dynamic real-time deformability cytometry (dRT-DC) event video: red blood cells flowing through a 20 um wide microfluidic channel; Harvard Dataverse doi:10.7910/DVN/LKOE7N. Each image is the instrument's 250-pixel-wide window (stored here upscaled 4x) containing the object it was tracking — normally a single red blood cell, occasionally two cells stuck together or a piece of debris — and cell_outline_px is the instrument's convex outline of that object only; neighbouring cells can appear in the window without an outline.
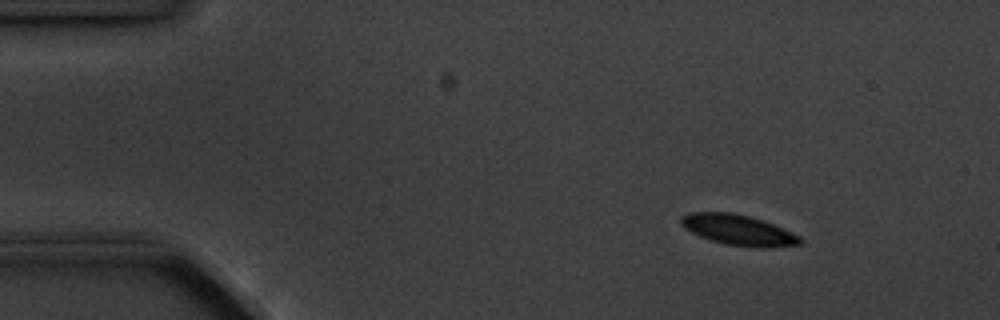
{"species": "common noctule bat (a hibernating species)", "species_latin": "Nyctalus noctula", "temperature_condition": "cold", "stored_images_in_passage": 8, "camera_frame_rate_fps": 3000, "um_per_image_px": 0.085, "animal": {"sex": "male", "body_mass_g": 20.1, "forearm_length_mm": 53.5}, "frame": {"image": 1, "passage_image": 1, "time_ms": 0.0, "image_size_px": [1000, 320], "cell_outline_px": [[804, 240], [800, 244], [768, 248], [756, 248], [724, 244], [700, 236], [684, 228], [680, 224], [680, 216], [688, 212], [732, 212], [748, 216], [772, 224], [800, 236]], "centroid_in_image_um": [62.73, 19.55], "position_along_channel_um": 22.3, "area_um2": 21.15}}
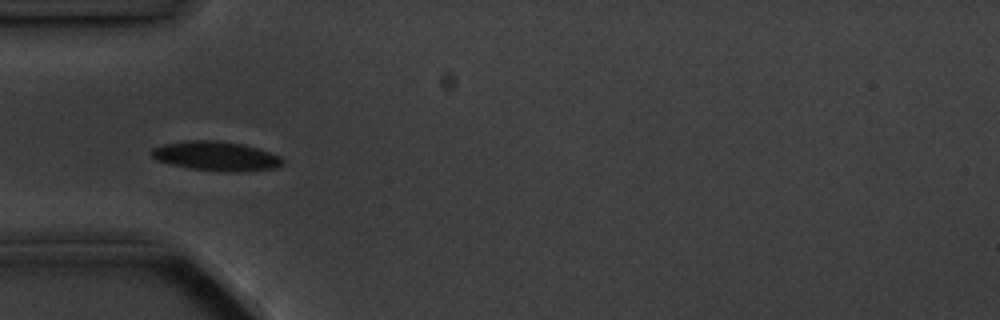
{"frame": {"image": 2, "passage_image": 4, "time_ms": 3.333, "image_size_px": [1000, 320], "cell_outline_px": [[284, 164], [272, 168], [240, 172], [224, 172], [192, 168], [172, 164], [156, 160], [152, 156], [152, 148], [164, 144], [188, 140], [216, 140], [240, 144], [256, 148], [280, 156], [284, 160]], "centroid_in_image_um": [18.37, 13.27], "position_along_channel_um": 66.6, "area_um2": 22.14}}